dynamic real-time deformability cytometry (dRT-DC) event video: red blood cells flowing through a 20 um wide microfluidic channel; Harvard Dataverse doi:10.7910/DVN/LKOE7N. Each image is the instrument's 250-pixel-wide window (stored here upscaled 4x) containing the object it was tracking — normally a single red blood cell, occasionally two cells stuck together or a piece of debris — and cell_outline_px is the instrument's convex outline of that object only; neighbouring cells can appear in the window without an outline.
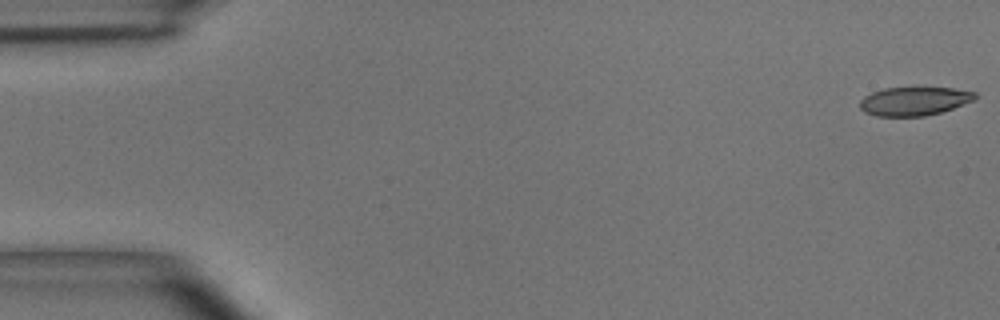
{"species": "common noctule bat (a hibernating species)", "species_latin": "Nyctalus noctula", "temperature_condition": "room temperature", "stored_images_in_passage": 9, "camera_frame_rate_fps": 3000, "um_per_image_px": 0.085, "animal": {"sex": "male", "body_mass_g": 15.6}, "frame": {"image": 1, "passage_image": 1, "time_ms": 0.0, "image_size_px": [1000, 320], "cell_outline_px": [[976, 96], [972, 100], [952, 108], [940, 112], [920, 116], [880, 116], [868, 112], [860, 104], [868, 96], [876, 92], [888, 88], [948, 88], [972, 92]], "centroid_in_image_um": [77.75, 8.6], "position_along_channel_um": 7.2, "area_um2": 18.03}}